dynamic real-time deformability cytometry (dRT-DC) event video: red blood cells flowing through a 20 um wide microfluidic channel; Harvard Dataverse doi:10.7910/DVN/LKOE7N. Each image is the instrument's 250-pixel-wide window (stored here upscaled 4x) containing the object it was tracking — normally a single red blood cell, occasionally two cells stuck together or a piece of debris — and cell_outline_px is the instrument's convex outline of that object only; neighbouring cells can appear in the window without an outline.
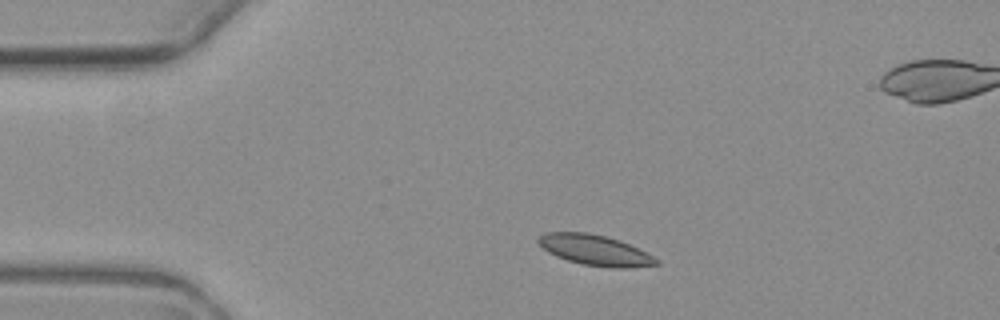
{"species": "common noctule bat (a hibernating species)", "species_latin": "Nyctalus noctula", "temperature_condition": "warm", "stored_images_in_passage": 4, "camera_frame_rate_fps": 3000, "um_per_image_px": 0.085, "animal": {"sex": "female", "body_mass_g": 19.3, "forearm_length_mm": 54.1}, "frame": {"image": 1, "passage_image": 2, "time_ms": 1.0, "image_size_px": [1000, 320], "cell_outline_px": [[660, 264], [628, 268], [612, 268], [580, 264], [556, 256], [548, 252], [536, 240], [544, 232], [588, 232], [620, 240], [660, 260]], "centroid_in_image_um": [50.56, 21.26], "position_along_channel_um": 34.4, "area_um2": 20.87}}